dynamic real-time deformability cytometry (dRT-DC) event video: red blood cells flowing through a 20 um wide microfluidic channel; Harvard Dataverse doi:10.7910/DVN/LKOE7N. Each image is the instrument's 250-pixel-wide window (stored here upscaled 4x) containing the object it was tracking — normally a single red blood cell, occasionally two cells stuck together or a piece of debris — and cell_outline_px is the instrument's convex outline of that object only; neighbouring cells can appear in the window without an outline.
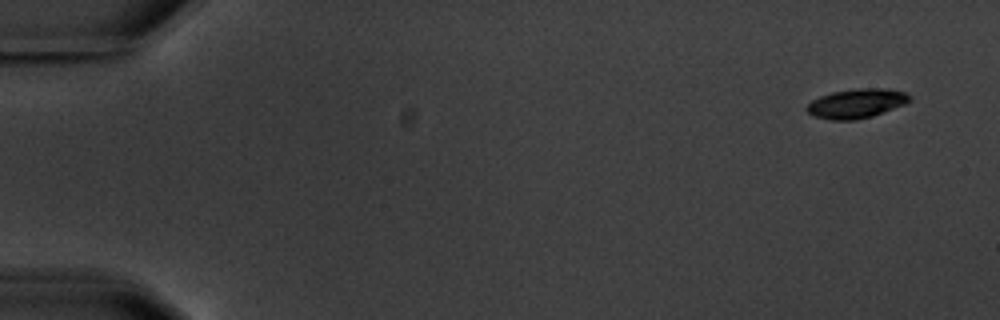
{"species": "common noctule bat (a hibernating species)", "species_latin": "Nyctalus noctula", "temperature_condition": "warm", "stored_images_in_passage": 4, "camera_frame_rate_fps": 3000, "um_per_image_px": 0.085, "animal": {"sex": "male", "body_mass_g": 20.1, "forearm_length_mm": 53.5}, "frame": {"image": 1, "passage_image": 1, "time_ms": 0.0, "image_size_px": [1000, 320], "cell_outline_px": [[912, 100], [904, 104], [872, 116], [856, 120], [832, 120], [812, 116], [804, 108], [812, 100], [820, 96], [832, 92], [856, 88], [888, 88], [904, 92], [912, 96]], "centroid_in_image_um": [72.79, 8.79], "position_along_channel_um": 12.2, "area_um2": 17.69}}